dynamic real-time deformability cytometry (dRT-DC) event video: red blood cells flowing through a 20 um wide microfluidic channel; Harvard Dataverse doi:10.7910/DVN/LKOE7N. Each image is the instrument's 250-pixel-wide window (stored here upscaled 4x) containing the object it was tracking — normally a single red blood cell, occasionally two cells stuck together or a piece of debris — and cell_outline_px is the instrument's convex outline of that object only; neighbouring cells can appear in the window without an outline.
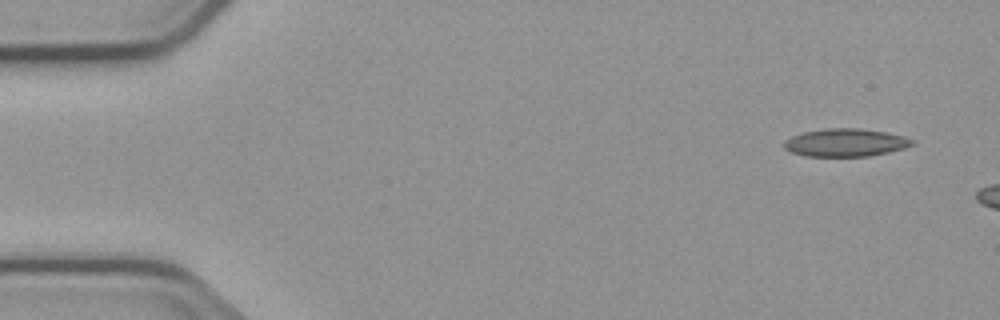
{"species": "common noctule bat (a hibernating species)", "species_latin": "Nyctalus noctula", "temperature_condition": "cold", "stored_images_in_passage": 2, "camera_frame_rate_fps": 3000, "um_per_image_px": 0.085, "animal": {"sex": "male", "body_mass_g": 23.1, "forearm_length_mm": 52.7}, "frame": {"image": 1, "passage_image": 1, "time_ms": 0.0, "image_size_px": [1000, 320], "cell_outline_px": [[916, 144], [904, 148], [888, 152], [868, 156], [804, 156], [792, 152], [784, 148], [784, 140], [792, 136], [804, 132], [824, 128], [860, 128], [884, 132], [904, 136], [916, 140]], "centroid_in_image_um": [71.89, 12.12], "position_along_channel_um": 13.1, "area_um2": 20.87}}